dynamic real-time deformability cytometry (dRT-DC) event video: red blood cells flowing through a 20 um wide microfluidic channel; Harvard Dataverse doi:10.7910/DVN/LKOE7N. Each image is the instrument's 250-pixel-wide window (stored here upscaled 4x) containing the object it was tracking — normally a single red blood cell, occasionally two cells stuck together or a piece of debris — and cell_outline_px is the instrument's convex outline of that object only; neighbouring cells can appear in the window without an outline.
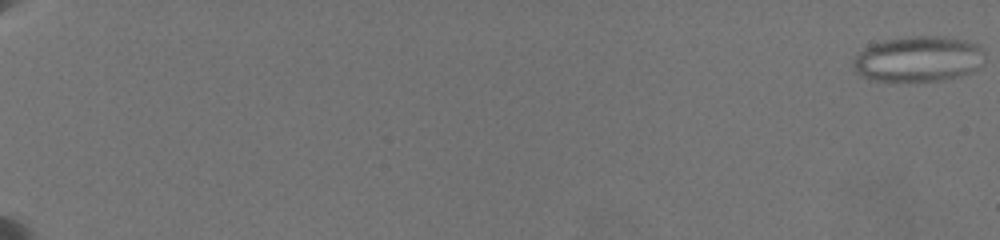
{"species": "common noctule bat (a hibernating species)", "species_latin": "Nyctalus noctula", "temperature_condition": "warm", "stored_images_in_passage": 63, "camera_frame_rate_fps": 3000, "um_per_image_px": 0.085, "animal": {"sex": "female", "body_mass_g": 19.5, "forearm_length_mm": 54.1}, "frame": {"image": 1, "passage_image": 1, "time_ms": 0.0, "image_size_px": [1000, 240], "cell_outline_px": [[980, 48], [976, 68], [972, 72], [960, 76], [940, 80], [868, 80], [860, 76], [856, 72], [852, 64], [856, 56], [864, 48], [872, 44], [884, 40], [912, 36], [944, 36], [964, 40], [976, 44]], "centroid_in_image_um": [77.96, 5.0], "position_along_channel_um": 7.0, "area_um2": 34.1}}
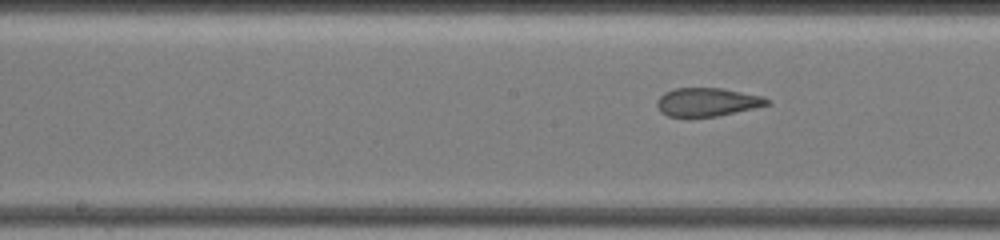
{"frame": {"image": 2, "passage_image": 37, "time_ms": 12.0, "image_size_px": [1000, 240], "cell_outline_px": [[772, 104], [716, 116], [668, 116], [660, 112], [656, 104], [656, 100], [664, 92], [676, 88], [724, 88], [764, 96], [772, 100]], "centroid_in_image_um": [60.15, 8.66], "position_along_channel_um": 188.1, "area_um2": 18.32}}
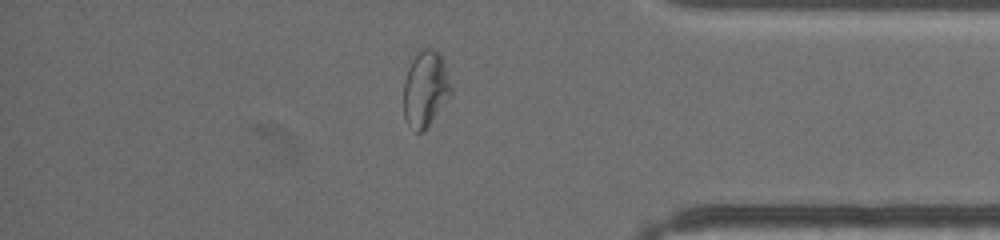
{"frame": {"image": 3, "passage_image": 56, "time_ms": 18.333, "image_size_px": [1000, 240], "cell_outline_px": [[452, 92], [428, 124], [420, 132], [416, 132], [404, 120], [404, 80], [408, 68], [416, 52], [424, 48], [432, 48], [440, 56], [444, 64], [452, 88]], "centroid_in_image_um": [36.13, 7.52], "position_along_channel_um": 399.1, "area_um2": 20.46}, "authors_computed_cell_mechanics": {"area_um2": 23.0622, "velocity_mm_per_s": 3.5669, "shape_relaxation_time_tau1_ms": null, "shape_relaxation_time_tau2_ms": 0.9834, "deformation_change_tau1": null, "deformation_change_tau2": 0.0761}}